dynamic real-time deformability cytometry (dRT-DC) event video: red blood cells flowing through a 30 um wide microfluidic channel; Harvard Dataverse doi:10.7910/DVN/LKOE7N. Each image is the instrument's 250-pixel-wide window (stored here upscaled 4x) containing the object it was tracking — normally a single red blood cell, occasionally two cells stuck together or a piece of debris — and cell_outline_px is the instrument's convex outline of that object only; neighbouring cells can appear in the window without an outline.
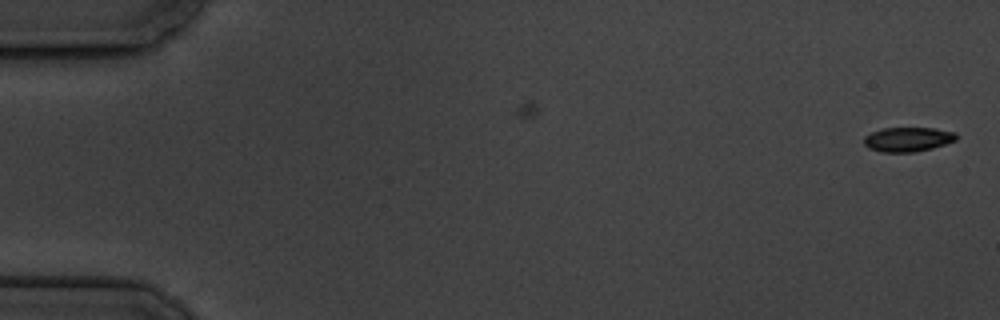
{"species": "common noctule bat (a hibernating species)", "species_latin": "Nyctalus noctula", "temperature_condition": "cold", "stored_images_in_passage": 6, "segment_of_instrument_passage": [2, 2], "camera_frame_rate_fps": 3000, "um_per_image_px": 0.085, "animal": {"sex": "male", "body_mass_g": 19.5, "forearm_length_mm": 54.6}, "frame": {"image": 1, "passage_image": 6, "time_ms": 6.667, "image_size_px": [1000, 320], "cell_outline_px": [[956, 140], [932, 148], [912, 152], [880, 152], [868, 148], [864, 144], [864, 136], [872, 132], [884, 128], [932, 128], [956, 132]], "centroid_in_image_um": [77.14, 11.84], "position_along_channel_um": 7.9, "area_um2": 13.06}}